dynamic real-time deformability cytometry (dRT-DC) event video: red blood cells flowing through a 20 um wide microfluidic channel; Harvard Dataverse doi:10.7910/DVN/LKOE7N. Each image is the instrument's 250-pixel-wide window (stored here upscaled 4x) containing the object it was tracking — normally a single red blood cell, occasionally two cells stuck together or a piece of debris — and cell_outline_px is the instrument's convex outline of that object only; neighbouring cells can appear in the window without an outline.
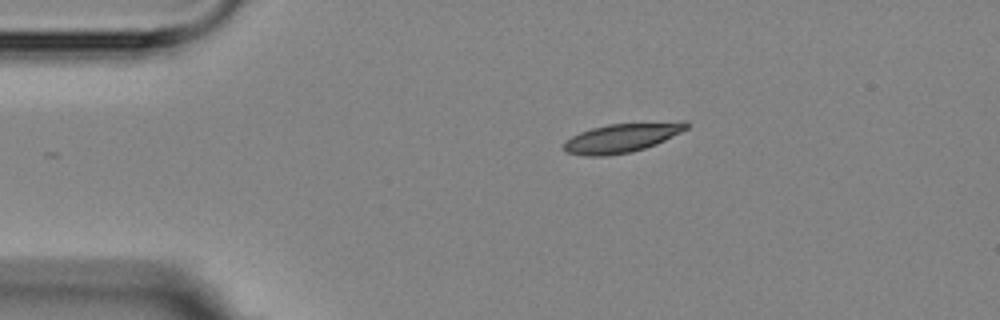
{"species": "Egyptian fruit bat (a non-hibernating species)", "species_latin": "Rousettus aegyptiacus", "temperature_condition": "room temperature", "stored_images_in_passage": 4, "camera_frame_rate_fps": 3000, "um_per_image_px": 0.085, "animal": {"sex": "female"}, "frame": {"image": 1, "passage_image": 1, "time_ms": 0.0, "image_size_px": [1000, 320], "cell_outline_px": [[688, 128], [656, 144], [632, 152], [604, 156], [584, 156], [564, 152], [564, 144], [572, 136], [580, 132], [592, 128], [608, 124], [684, 120], [688, 124]], "centroid_in_image_um": [52.87, 11.7], "position_along_channel_um": 32.1, "area_um2": 20.87}}
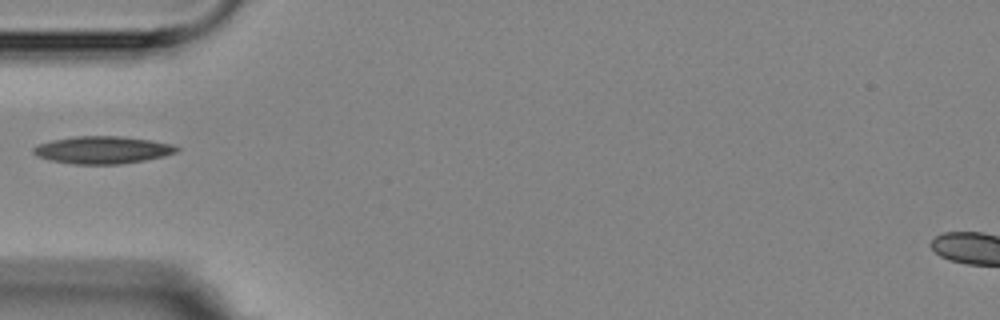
{"frame": {"image": 2, "passage_image": 3, "time_ms": 2.333, "image_size_px": [1000, 320], "cell_outline_px": [[180, 148], [176, 152], [164, 156], [144, 160], [120, 164], [76, 164], [52, 160], [36, 156], [32, 152], [32, 148], [40, 144], [52, 140], [72, 136], [120, 136], [152, 140], [172, 144]], "centroid_in_image_um": [8.72, 12.74], "position_along_channel_um": 76.3, "area_um2": 22.83}}